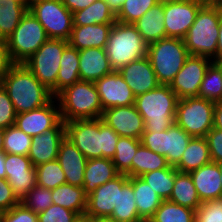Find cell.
Returning <instances> with one entry per match:
<instances>
[{"mask_svg": "<svg viewBox=\"0 0 222 222\" xmlns=\"http://www.w3.org/2000/svg\"><path fill=\"white\" fill-rule=\"evenodd\" d=\"M65 134L88 160L112 159L120 138L102 118L65 122Z\"/></svg>", "mask_w": 222, "mask_h": 222, "instance_id": "obj_1", "label": "cell"}, {"mask_svg": "<svg viewBox=\"0 0 222 222\" xmlns=\"http://www.w3.org/2000/svg\"><path fill=\"white\" fill-rule=\"evenodd\" d=\"M17 114L46 105L54 96L27 68L24 63H14L2 79Z\"/></svg>", "mask_w": 222, "mask_h": 222, "instance_id": "obj_2", "label": "cell"}, {"mask_svg": "<svg viewBox=\"0 0 222 222\" xmlns=\"http://www.w3.org/2000/svg\"><path fill=\"white\" fill-rule=\"evenodd\" d=\"M178 97L169 85L160 84L155 89L135 97L136 110L145 122L144 132H162L175 123Z\"/></svg>", "mask_w": 222, "mask_h": 222, "instance_id": "obj_3", "label": "cell"}, {"mask_svg": "<svg viewBox=\"0 0 222 222\" xmlns=\"http://www.w3.org/2000/svg\"><path fill=\"white\" fill-rule=\"evenodd\" d=\"M55 98L64 122L101 118L103 108L94 82L77 81L65 87Z\"/></svg>", "mask_w": 222, "mask_h": 222, "instance_id": "obj_4", "label": "cell"}, {"mask_svg": "<svg viewBox=\"0 0 222 222\" xmlns=\"http://www.w3.org/2000/svg\"><path fill=\"white\" fill-rule=\"evenodd\" d=\"M105 51L114 71L147 56L148 44L132 23L116 21L110 31Z\"/></svg>", "mask_w": 222, "mask_h": 222, "instance_id": "obj_5", "label": "cell"}, {"mask_svg": "<svg viewBox=\"0 0 222 222\" xmlns=\"http://www.w3.org/2000/svg\"><path fill=\"white\" fill-rule=\"evenodd\" d=\"M221 5L201 7L184 40L190 55L212 58L216 54Z\"/></svg>", "mask_w": 222, "mask_h": 222, "instance_id": "obj_6", "label": "cell"}, {"mask_svg": "<svg viewBox=\"0 0 222 222\" xmlns=\"http://www.w3.org/2000/svg\"><path fill=\"white\" fill-rule=\"evenodd\" d=\"M189 55L183 39L166 37L148 44L147 57L163 85H170Z\"/></svg>", "mask_w": 222, "mask_h": 222, "instance_id": "obj_7", "label": "cell"}, {"mask_svg": "<svg viewBox=\"0 0 222 222\" xmlns=\"http://www.w3.org/2000/svg\"><path fill=\"white\" fill-rule=\"evenodd\" d=\"M48 39L42 24L28 10L5 42L12 62L24 63Z\"/></svg>", "mask_w": 222, "mask_h": 222, "instance_id": "obj_8", "label": "cell"}, {"mask_svg": "<svg viewBox=\"0 0 222 222\" xmlns=\"http://www.w3.org/2000/svg\"><path fill=\"white\" fill-rule=\"evenodd\" d=\"M215 103L204 98L178 99L175 124L191 137H205L213 128Z\"/></svg>", "mask_w": 222, "mask_h": 222, "instance_id": "obj_9", "label": "cell"}, {"mask_svg": "<svg viewBox=\"0 0 222 222\" xmlns=\"http://www.w3.org/2000/svg\"><path fill=\"white\" fill-rule=\"evenodd\" d=\"M69 45L67 40L49 38L24 64L33 75L56 96V80L60 58Z\"/></svg>", "mask_w": 222, "mask_h": 222, "instance_id": "obj_10", "label": "cell"}, {"mask_svg": "<svg viewBox=\"0 0 222 222\" xmlns=\"http://www.w3.org/2000/svg\"><path fill=\"white\" fill-rule=\"evenodd\" d=\"M28 10L42 24L48 38L69 40L73 28V13L62 0H36Z\"/></svg>", "mask_w": 222, "mask_h": 222, "instance_id": "obj_11", "label": "cell"}, {"mask_svg": "<svg viewBox=\"0 0 222 222\" xmlns=\"http://www.w3.org/2000/svg\"><path fill=\"white\" fill-rule=\"evenodd\" d=\"M191 137L177 124L167 130L158 132H144L140 138L141 144L153 152L166 157L170 166L175 167L181 160Z\"/></svg>", "mask_w": 222, "mask_h": 222, "instance_id": "obj_12", "label": "cell"}, {"mask_svg": "<svg viewBox=\"0 0 222 222\" xmlns=\"http://www.w3.org/2000/svg\"><path fill=\"white\" fill-rule=\"evenodd\" d=\"M212 62L206 56L189 55L169 85L179 99L198 96L203 77Z\"/></svg>", "mask_w": 222, "mask_h": 222, "instance_id": "obj_13", "label": "cell"}, {"mask_svg": "<svg viewBox=\"0 0 222 222\" xmlns=\"http://www.w3.org/2000/svg\"><path fill=\"white\" fill-rule=\"evenodd\" d=\"M55 103L57 105H55ZM61 113L57 99L53 97L46 105L16 115L15 126L29 136H38L55 127Z\"/></svg>", "mask_w": 222, "mask_h": 222, "instance_id": "obj_14", "label": "cell"}, {"mask_svg": "<svg viewBox=\"0 0 222 222\" xmlns=\"http://www.w3.org/2000/svg\"><path fill=\"white\" fill-rule=\"evenodd\" d=\"M200 8L201 6L185 0L164 2L166 36L184 39Z\"/></svg>", "mask_w": 222, "mask_h": 222, "instance_id": "obj_15", "label": "cell"}, {"mask_svg": "<svg viewBox=\"0 0 222 222\" xmlns=\"http://www.w3.org/2000/svg\"><path fill=\"white\" fill-rule=\"evenodd\" d=\"M5 172L19 200L37 185L36 167L28 156L5 153Z\"/></svg>", "mask_w": 222, "mask_h": 222, "instance_id": "obj_16", "label": "cell"}, {"mask_svg": "<svg viewBox=\"0 0 222 222\" xmlns=\"http://www.w3.org/2000/svg\"><path fill=\"white\" fill-rule=\"evenodd\" d=\"M101 118L120 137L140 139L144 133L145 122L134 104L105 109Z\"/></svg>", "mask_w": 222, "mask_h": 222, "instance_id": "obj_17", "label": "cell"}, {"mask_svg": "<svg viewBox=\"0 0 222 222\" xmlns=\"http://www.w3.org/2000/svg\"><path fill=\"white\" fill-rule=\"evenodd\" d=\"M94 84L103 110L118 106L133 105L135 102V96L131 88L118 71H113L103 76L94 82Z\"/></svg>", "mask_w": 222, "mask_h": 222, "instance_id": "obj_18", "label": "cell"}, {"mask_svg": "<svg viewBox=\"0 0 222 222\" xmlns=\"http://www.w3.org/2000/svg\"><path fill=\"white\" fill-rule=\"evenodd\" d=\"M129 180L126 174H119L113 180L97 187L87 196L85 214L92 217H110L118 204V189Z\"/></svg>", "mask_w": 222, "mask_h": 222, "instance_id": "obj_19", "label": "cell"}, {"mask_svg": "<svg viewBox=\"0 0 222 222\" xmlns=\"http://www.w3.org/2000/svg\"><path fill=\"white\" fill-rule=\"evenodd\" d=\"M66 137L65 122L61 120L55 127L46 132L32 136L28 158L36 167L57 159L61 142Z\"/></svg>", "mask_w": 222, "mask_h": 222, "instance_id": "obj_20", "label": "cell"}, {"mask_svg": "<svg viewBox=\"0 0 222 222\" xmlns=\"http://www.w3.org/2000/svg\"><path fill=\"white\" fill-rule=\"evenodd\" d=\"M118 72L129 85L135 97L160 85L147 56L124 65Z\"/></svg>", "mask_w": 222, "mask_h": 222, "instance_id": "obj_21", "label": "cell"}, {"mask_svg": "<svg viewBox=\"0 0 222 222\" xmlns=\"http://www.w3.org/2000/svg\"><path fill=\"white\" fill-rule=\"evenodd\" d=\"M57 160L65 174L66 183L83 187L84 172L88 159L66 137L60 144Z\"/></svg>", "mask_w": 222, "mask_h": 222, "instance_id": "obj_22", "label": "cell"}, {"mask_svg": "<svg viewBox=\"0 0 222 222\" xmlns=\"http://www.w3.org/2000/svg\"><path fill=\"white\" fill-rule=\"evenodd\" d=\"M113 71L105 48H86L79 50L80 80L96 82Z\"/></svg>", "mask_w": 222, "mask_h": 222, "instance_id": "obj_23", "label": "cell"}, {"mask_svg": "<svg viewBox=\"0 0 222 222\" xmlns=\"http://www.w3.org/2000/svg\"><path fill=\"white\" fill-rule=\"evenodd\" d=\"M201 202L221 198L219 163L210 162L189 172Z\"/></svg>", "mask_w": 222, "mask_h": 222, "instance_id": "obj_24", "label": "cell"}, {"mask_svg": "<svg viewBox=\"0 0 222 222\" xmlns=\"http://www.w3.org/2000/svg\"><path fill=\"white\" fill-rule=\"evenodd\" d=\"M114 23L73 26L68 43L77 50L105 48Z\"/></svg>", "mask_w": 222, "mask_h": 222, "instance_id": "obj_25", "label": "cell"}, {"mask_svg": "<svg viewBox=\"0 0 222 222\" xmlns=\"http://www.w3.org/2000/svg\"><path fill=\"white\" fill-rule=\"evenodd\" d=\"M120 173L116 170L112 159L96 158L89 159L84 172L83 189L88 196L97 187L113 180Z\"/></svg>", "mask_w": 222, "mask_h": 222, "instance_id": "obj_26", "label": "cell"}, {"mask_svg": "<svg viewBox=\"0 0 222 222\" xmlns=\"http://www.w3.org/2000/svg\"><path fill=\"white\" fill-rule=\"evenodd\" d=\"M133 24L147 44L166 38L163 3H157Z\"/></svg>", "mask_w": 222, "mask_h": 222, "instance_id": "obj_27", "label": "cell"}, {"mask_svg": "<svg viewBox=\"0 0 222 222\" xmlns=\"http://www.w3.org/2000/svg\"><path fill=\"white\" fill-rule=\"evenodd\" d=\"M212 161L205 137L192 138L180 162L175 166L179 172H191Z\"/></svg>", "mask_w": 222, "mask_h": 222, "instance_id": "obj_28", "label": "cell"}, {"mask_svg": "<svg viewBox=\"0 0 222 222\" xmlns=\"http://www.w3.org/2000/svg\"><path fill=\"white\" fill-rule=\"evenodd\" d=\"M129 181L133 185L138 215L143 220L150 219L163 200L141 177H129Z\"/></svg>", "mask_w": 222, "mask_h": 222, "instance_id": "obj_29", "label": "cell"}, {"mask_svg": "<svg viewBox=\"0 0 222 222\" xmlns=\"http://www.w3.org/2000/svg\"><path fill=\"white\" fill-rule=\"evenodd\" d=\"M116 13L106 0H96L85 9L73 13V26L115 23Z\"/></svg>", "mask_w": 222, "mask_h": 222, "instance_id": "obj_30", "label": "cell"}, {"mask_svg": "<svg viewBox=\"0 0 222 222\" xmlns=\"http://www.w3.org/2000/svg\"><path fill=\"white\" fill-rule=\"evenodd\" d=\"M51 194L54 205H60L61 207L76 212L78 215L85 214L87 195L83 187L64 183L52 189Z\"/></svg>", "mask_w": 222, "mask_h": 222, "instance_id": "obj_31", "label": "cell"}, {"mask_svg": "<svg viewBox=\"0 0 222 222\" xmlns=\"http://www.w3.org/2000/svg\"><path fill=\"white\" fill-rule=\"evenodd\" d=\"M169 201L194 210L201 205L202 202L189 173L179 172L175 168V182Z\"/></svg>", "mask_w": 222, "mask_h": 222, "instance_id": "obj_32", "label": "cell"}, {"mask_svg": "<svg viewBox=\"0 0 222 222\" xmlns=\"http://www.w3.org/2000/svg\"><path fill=\"white\" fill-rule=\"evenodd\" d=\"M80 81L79 50L68 45L60 58V68L56 80V95L65 87Z\"/></svg>", "mask_w": 222, "mask_h": 222, "instance_id": "obj_33", "label": "cell"}, {"mask_svg": "<svg viewBox=\"0 0 222 222\" xmlns=\"http://www.w3.org/2000/svg\"><path fill=\"white\" fill-rule=\"evenodd\" d=\"M28 11V5L20 0H0V39L6 40Z\"/></svg>", "mask_w": 222, "mask_h": 222, "instance_id": "obj_34", "label": "cell"}, {"mask_svg": "<svg viewBox=\"0 0 222 222\" xmlns=\"http://www.w3.org/2000/svg\"><path fill=\"white\" fill-rule=\"evenodd\" d=\"M133 185L128 180L121 189H118V204L110 216L116 222H142L138 215Z\"/></svg>", "mask_w": 222, "mask_h": 222, "instance_id": "obj_35", "label": "cell"}, {"mask_svg": "<svg viewBox=\"0 0 222 222\" xmlns=\"http://www.w3.org/2000/svg\"><path fill=\"white\" fill-rule=\"evenodd\" d=\"M168 166L165 156L153 152L141 144L132 158L131 177H140L147 172Z\"/></svg>", "mask_w": 222, "mask_h": 222, "instance_id": "obj_36", "label": "cell"}, {"mask_svg": "<svg viewBox=\"0 0 222 222\" xmlns=\"http://www.w3.org/2000/svg\"><path fill=\"white\" fill-rule=\"evenodd\" d=\"M164 201L169 200L175 182V167L147 172L140 176Z\"/></svg>", "mask_w": 222, "mask_h": 222, "instance_id": "obj_37", "label": "cell"}, {"mask_svg": "<svg viewBox=\"0 0 222 222\" xmlns=\"http://www.w3.org/2000/svg\"><path fill=\"white\" fill-rule=\"evenodd\" d=\"M150 219L153 222H195V210L164 200Z\"/></svg>", "mask_w": 222, "mask_h": 222, "instance_id": "obj_38", "label": "cell"}, {"mask_svg": "<svg viewBox=\"0 0 222 222\" xmlns=\"http://www.w3.org/2000/svg\"><path fill=\"white\" fill-rule=\"evenodd\" d=\"M140 145V139L130 137L119 138L112 162L120 174H126L128 177H131L132 158Z\"/></svg>", "mask_w": 222, "mask_h": 222, "instance_id": "obj_39", "label": "cell"}, {"mask_svg": "<svg viewBox=\"0 0 222 222\" xmlns=\"http://www.w3.org/2000/svg\"><path fill=\"white\" fill-rule=\"evenodd\" d=\"M198 97L214 103L222 100V73L214 62L209 65L203 77Z\"/></svg>", "mask_w": 222, "mask_h": 222, "instance_id": "obj_40", "label": "cell"}, {"mask_svg": "<svg viewBox=\"0 0 222 222\" xmlns=\"http://www.w3.org/2000/svg\"><path fill=\"white\" fill-rule=\"evenodd\" d=\"M36 180L38 186L50 190L66 183L65 174L57 159L36 166Z\"/></svg>", "mask_w": 222, "mask_h": 222, "instance_id": "obj_41", "label": "cell"}, {"mask_svg": "<svg viewBox=\"0 0 222 222\" xmlns=\"http://www.w3.org/2000/svg\"><path fill=\"white\" fill-rule=\"evenodd\" d=\"M31 144L32 137L25 134L15 125L5 129L3 146L5 153L28 156Z\"/></svg>", "mask_w": 222, "mask_h": 222, "instance_id": "obj_42", "label": "cell"}, {"mask_svg": "<svg viewBox=\"0 0 222 222\" xmlns=\"http://www.w3.org/2000/svg\"><path fill=\"white\" fill-rule=\"evenodd\" d=\"M157 3V0H124L116 13V21L133 24Z\"/></svg>", "mask_w": 222, "mask_h": 222, "instance_id": "obj_43", "label": "cell"}, {"mask_svg": "<svg viewBox=\"0 0 222 222\" xmlns=\"http://www.w3.org/2000/svg\"><path fill=\"white\" fill-rule=\"evenodd\" d=\"M20 203L36 214L42 213L53 204L51 190L36 185L20 200Z\"/></svg>", "mask_w": 222, "mask_h": 222, "instance_id": "obj_44", "label": "cell"}, {"mask_svg": "<svg viewBox=\"0 0 222 222\" xmlns=\"http://www.w3.org/2000/svg\"><path fill=\"white\" fill-rule=\"evenodd\" d=\"M195 222H222V198L202 202L195 210Z\"/></svg>", "mask_w": 222, "mask_h": 222, "instance_id": "obj_45", "label": "cell"}, {"mask_svg": "<svg viewBox=\"0 0 222 222\" xmlns=\"http://www.w3.org/2000/svg\"><path fill=\"white\" fill-rule=\"evenodd\" d=\"M78 216L74 211L52 204L38 214V222H76Z\"/></svg>", "mask_w": 222, "mask_h": 222, "instance_id": "obj_46", "label": "cell"}, {"mask_svg": "<svg viewBox=\"0 0 222 222\" xmlns=\"http://www.w3.org/2000/svg\"><path fill=\"white\" fill-rule=\"evenodd\" d=\"M16 115L14 105L2 86L0 88V128L7 129L15 125Z\"/></svg>", "mask_w": 222, "mask_h": 222, "instance_id": "obj_47", "label": "cell"}, {"mask_svg": "<svg viewBox=\"0 0 222 222\" xmlns=\"http://www.w3.org/2000/svg\"><path fill=\"white\" fill-rule=\"evenodd\" d=\"M3 222H38V214L19 203L11 209L1 212Z\"/></svg>", "mask_w": 222, "mask_h": 222, "instance_id": "obj_48", "label": "cell"}, {"mask_svg": "<svg viewBox=\"0 0 222 222\" xmlns=\"http://www.w3.org/2000/svg\"><path fill=\"white\" fill-rule=\"evenodd\" d=\"M212 162H222V130L212 128L205 136Z\"/></svg>", "mask_w": 222, "mask_h": 222, "instance_id": "obj_49", "label": "cell"}, {"mask_svg": "<svg viewBox=\"0 0 222 222\" xmlns=\"http://www.w3.org/2000/svg\"><path fill=\"white\" fill-rule=\"evenodd\" d=\"M19 203L20 200L8 184V181L0 178V213L11 209Z\"/></svg>", "mask_w": 222, "mask_h": 222, "instance_id": "obj_50", "label": "cell"}, {"mask_svg": "<svg viewBox=\"0 0 222 222\" xmlns=\"http://www.w3.org/2000/svg\"><path fill=\"white\" fill-rule=\"evenodd\" d=\"M14 63L12 62L6 42L0 39V78L3 79Z\"/></svg>", "mask_w": 222, "mask_h": 222, "instance_id": "obj_51", "label": "cell"}, {"mask_svg": "<svg viewBox=\"0 0 222 222\" xmlns=\"http://www.w3.org/2000/svg\"><path fill=\"white\" fill-rule=\"evenodd\" d=\"M96 0H62V3L67 7L72 13L85 9L91 5Z\"/></svg>", "mask_w": 222, "mask_h": 222, "instance_id": "obj_52", "label": "cell"}, {"mask_svg": "<svg viewBox=\"0 0 222 222\" xmlns=\"http://www.w3.org/2000/svg\"><path fill=\"white\" fill-rule=\"evenodd\" d=\"M213 127L222 130V100L215 103Z\"/></svg>", "mask_w": 222, "mask_h": 222, "instance_id": "obj_53", "label": "cell"}, {"mask_svg": "<svg viewBox=\"0 0 222 222\" xmlns=\"http://www.w3.org/2000/svg\"><path fill=\"white\" fill-rule=\"evenodd\" d=\"M211 59L212 61L222 59V5H221V19L219 23V33H218L216 54Z\"/></svg>", "mask_w": 222, "mask_h": 222, "instance_id": "obj_54", "label": "cell"}, {"mask_svg": "<svg viewBox=\"0 0 222 222\" xmlns=\"http://www.w3.org/2000/svg\"><path fill=\"white\" fill-rule=\"evenodd\" d=\"M185 1L197 4L201 7L222 5V0H185Z\"/></svg>", "mask_w": 222, "mask_h": 222, "instance_id": "obj_55", "label": "cell"}, {"mask_svg": "<svg viewBox=\"0 0 222 222\" xmlns=\"http://www.w3.org/2000/svg\"><path fill=\"white\" fill-rule=\"evenodd\" d=\"M0 178L6 179L4 151H0Z\"/></svg>", "mask_w": 222, "mask_h": 222, "instance_id": "obj_56", "label": "cell"}, {"mask_svg": "<svg viewBox=\"0 0 222 222\" xmlns=\"http://www.w3.org/2000/svg\"><path fill=\"white\" fill-rule=\"evenodd\" d=\"M109 3L110 8L117 13L121 8L124 0H106Z\"/></svg>", "mask_w": 222, "mask_h": 222, "instance_id": "obj_57", "label": "cell"}, {"mask_svg": "<svg viewBox=\"0 0 222 222\" xmlns=\"http://www.w3.org/2000/svg\"><path fill=\"white\" fill-rule=\"evenodd\" d=\"M76 222H96V217L81 214L78 216Z\"/></svg>", "mask_w": 222, "mask_h": 222, "instance_id": "obj_58", "label": "cell"}, {"mask_svg": "<svg viewBox=\"0 0 222 222\" xmlns=\"http://www.w3.org/2000/svg\"><path fill=\"white\" fill-rule=\"evenodd\" d=\"M96 222H116L113 218L111 217H96Z\"/></svg>", "mask_w": 222, "mask_h": 222, "instance_id": "obj_59", "label": "cell"}, {"mask_svg": "<svg viewBox=\"0 0 222 222\" xmlns=\"http://www.w3.org/2000/svg\"><path fill=\"white\" fill-rule=\"evenodd\" d=\"M5 129L0 128V151H3Z\"/></svg>", "mask_w": 222, "mask_h": 222, "instance_id": "obj_60", "label": "cell"}, {"mask_svg": "<svg viewBox=\"0 0 222 222\" xmlns=\"http://www.w3.org/2000/svg\"><path fill=\"white\" fill-rule=\"evenodd\" d=\"M213 62L218 66V68L220 69L222 73V59L214 60Z\"/></svg>", "mask_w": 222, "mask_h": 222, "instance_id": "obj_61", "label": "cell"}, {"mask_svg": "<svg viewBox=\"0 0 222 222\" xmlns=\"http://www.w3.org/2000/svg\"><path fill=\"white\" fill-rule=\"evenodd\" d=\"M219 171H220V178H221V198H222V162L219 163Z\"/></svg>", "mask_w": 222, "mask_h": 222, "instance_id": "obj_62", "label": "cell"}, {"mask_svg": "<svg viewBox=\"0 0 222 222\" xmlns=\"http://www.w3.org/2000/svg\"><path fill=\"white\" fill-rule=\"evenodd\" d=\"M160 3L169 2V1H177V0H157Z\"/></svg>", "mask_w": 222, "mask_h": 222, "instance_id": "obj_63", "label": "cell"}, {"mask_svg": "<svg viewBox=\"0 0 222 222\" xmlns=\"http://www.w3.org/2000/svg\"><path fill=\"white\" fill-rule=\"evenodd\" d=\"M33 1H36V0H27V5L29 6V4H31Z\"/></svg>", "mask_w": 222, "mask_h": 222, "instance_id": "obj_64", "label": "cell"}, {"mask_svg": "<svg viewBox=\"0 0 222 222\" xmlns=\"http://www.w3.org/2000/svg\"><path fill=\"white\" fill-rule=\"evenodd\" d=\"M142 222H153L151 219H144Z\"/></svg>", "mask_w": 222, "mask_h": 222, "instance_id": "obj_65", "label": "cell"}, {"mask_svg": "<svg viewBox=\"0 0 222 222\" xmlns=\"http://www.w3.org/2000/svg\"><path fill=\"white\" fill-rule=\"evenodd\" d=\"M2 87V79L0 78V88Z\"/></svg>", "mask_w": 222, "mask_h": 222, "instance_id": "obj_66", "label": "cell"}, {"mask_svg": "<svg viewBox=\"0 0 222 222\" xmlns=\"http://www.w3.org/2000/svg\"><path fill=\"white\" fill-rule=\"evenodd\" d=\"M20 1H22V2H24V3H26V4H27V0H20Z\"/></svg>", "mask_w": 222, "mask_h": 222, "instance_id": "obj_67", "label": "cell"}]
</instances>
